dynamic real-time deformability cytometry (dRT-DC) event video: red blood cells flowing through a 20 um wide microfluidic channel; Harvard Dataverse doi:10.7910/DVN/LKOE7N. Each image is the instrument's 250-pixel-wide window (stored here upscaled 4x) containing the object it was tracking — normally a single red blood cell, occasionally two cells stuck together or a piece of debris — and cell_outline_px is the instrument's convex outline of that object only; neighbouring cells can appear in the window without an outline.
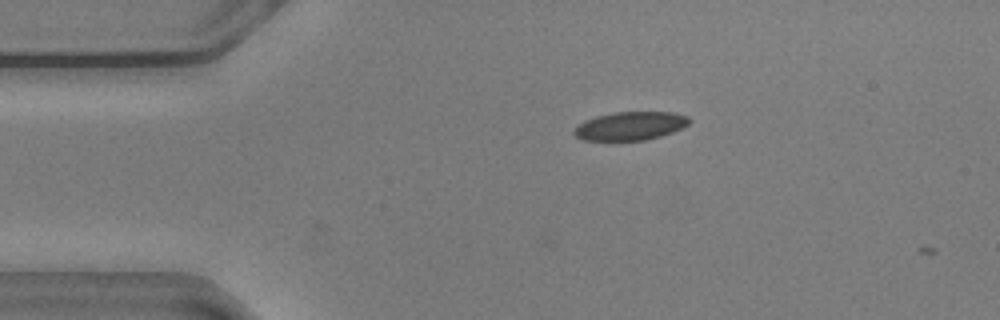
{"species": "common noctule bat (a hibernating species)", "species_latin": "Nyctalus noctula", "temperature_condition": "warm", "stored_images_in_passage": 2, "camera_frame_rate_fps": 3000, "um_per_image_px": 0.085, "animal": {"sex": "male", "body_mass_g": 20.5, "forearm_length_mm": 52.5}, "frame": {"image": 1, "passage_image": 1, "time_ms": 0.0, "image_size_px": [1000, 320], "cell_outline_px": [[692, 120], [688, 124], [672, 132], [660, 136], [644, 140], [580, 140], [572, 132], [584, 120], [596, 116], [612, 112], [672, 112], [688, 116]], "centroid_in_image_um": [53.57, 10.7], "position_along_channel_um": 31.4, "area_um2": 19.02}}